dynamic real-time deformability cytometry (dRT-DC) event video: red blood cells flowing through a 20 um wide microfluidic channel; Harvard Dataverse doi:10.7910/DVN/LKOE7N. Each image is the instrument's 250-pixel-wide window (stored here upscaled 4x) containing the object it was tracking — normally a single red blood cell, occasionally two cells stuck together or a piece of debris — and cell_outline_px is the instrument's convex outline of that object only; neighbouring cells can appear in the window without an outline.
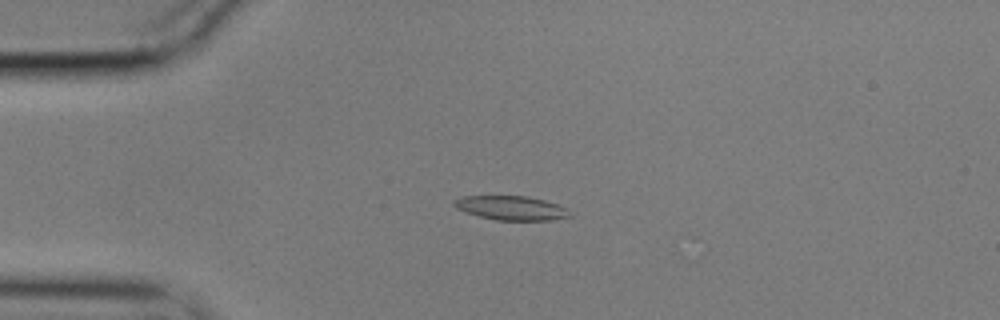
{"species": "common noctule bat (a hibernating species)", "species_latin": "Nyctalus noctula", "temperature_condition": "cold", "stored_images_in_passage": 44, "camera_frame_rate_fps": 3000, "um_per_image_px": 0.085, "animal": {"sex": "male", "body_mass_g": 17.9}, "frame": {"image": 1, "passage_image": 1, "time_ms": 0.0, "image_size_px": [1000, 320], "cell_outline_px": [[572, 216], [552, 220], [496, 220], [480, 216], [456, 208], [452, 204], [452, 200], [460, 196], [528, 196], [544, 200], [556, 204], [564, 208]], "centroid_in_image_um": [43.41, 17.67], "position_along_channel_um": 41.6, "area_um2": 16.13}}
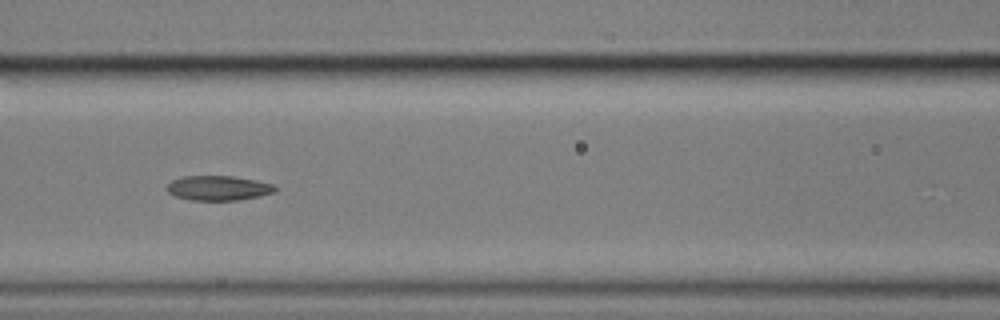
{"frame": {"image": 2, "passage_image": 12, "time_ms": 3.667, "image_size_px": [1000, 320], "cell_outline_px": [[280, 188], [276, 192], [260, 196], [240, 200], [192, 200], [176, 196], [168, 192], [164, 188], [172, 180], [180, 176], [232, 176], [256, 180], [272, 184]], "centroid_in_image_um": [18.58, 15.98], "position_along_channel_um": 148.0, "area_um2": 15.78}}
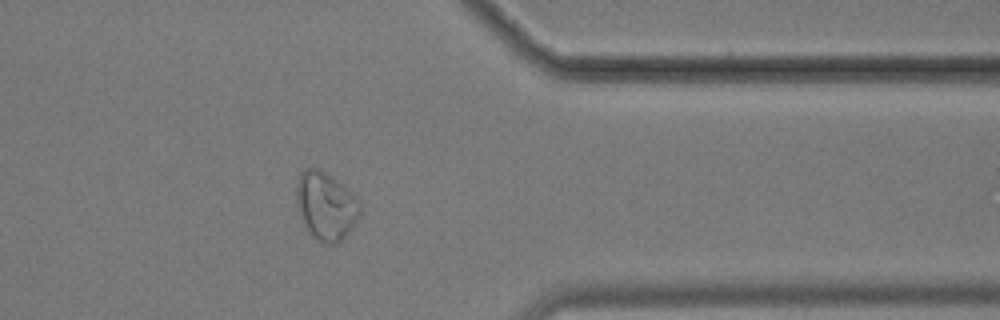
{"frame": {"image": 3, "passage_image": 33, "time_ms": 10.667, "image_size_px": [1000, 320], "cell_outline_px": [[360, 212], [356, 220], [348, 232], [336, 244], [320, 244], [308, 232], [300, 220], [296, 204], [296, 184], [304, 168], [320, 168], [356, 196], [360, 200]], "centroid_in_image_um": [27.65, 17.53], "position_along_channel_um": 383.7, "area_um2": 25.32}, "authors_computed_cell_mechanics": {"area_um2": 16.6464, "velocity_mm_per_s": 3.5379, "shape_relaxation_time_tau1_ms": null, "shape_relaxation_time_tau2_ms": 2.4049, "deformation_change_tau1": null, "deformation_change_tau2": 0.0711}}